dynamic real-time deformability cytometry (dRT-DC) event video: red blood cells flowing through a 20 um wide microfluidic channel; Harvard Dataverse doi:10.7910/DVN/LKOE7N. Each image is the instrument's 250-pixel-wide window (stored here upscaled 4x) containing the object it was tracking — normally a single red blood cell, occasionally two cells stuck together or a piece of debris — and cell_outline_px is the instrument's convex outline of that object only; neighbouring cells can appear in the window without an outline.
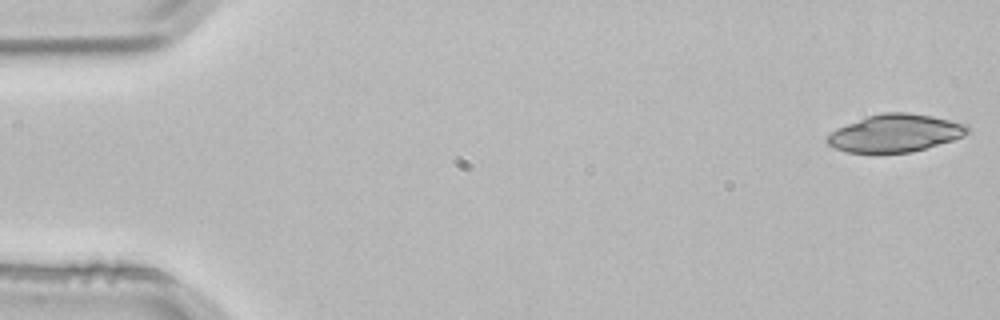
{"species": "common noctule bat (a hibernating species)", "species_latin": "Nyctalus noctula", "temperature_condition": "room temperature", "stored_images_in_passage": 3, "camera_frame_rate_fps": 3000, "um_per_image_px": 0.085, "animal": {"sex": "male", "body_mass_g": 21.5, "forearm_length_mm": 52.0}, "frame": {"image": 1, "passage_image": 1, "time_ms": 0.0, "image_size_px": [1000, 320], "cell_outline_px": [[972, 132], [964, 136], [952, 140], [912, 152], [848, 152], [836, 148], [828, 144], [824, 140], [824, 136], [836, 128], [868, 116], [880, 112], [908, 112], [932, 116], [968, 124], [972, 128]], "centroid_in_image_um": [76.11, 11.3], "position_along_channel_um": 8.9, "area_um2": 30.92}}